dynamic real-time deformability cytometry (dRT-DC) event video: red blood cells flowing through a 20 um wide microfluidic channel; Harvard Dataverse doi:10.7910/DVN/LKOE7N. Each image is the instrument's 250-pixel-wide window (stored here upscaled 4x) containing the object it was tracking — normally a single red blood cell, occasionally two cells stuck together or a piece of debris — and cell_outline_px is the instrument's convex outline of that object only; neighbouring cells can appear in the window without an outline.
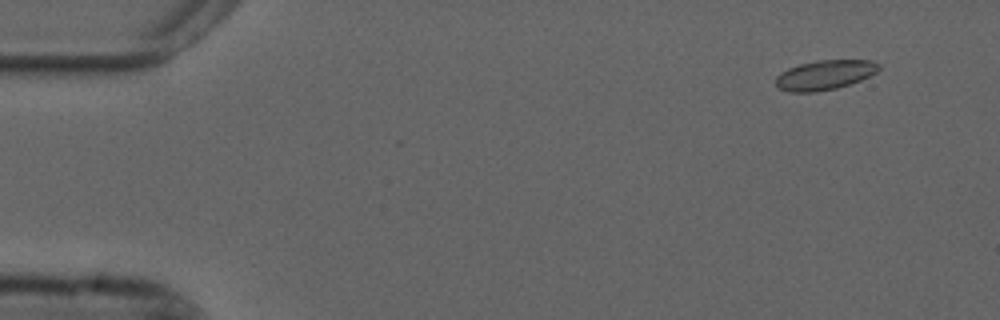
{"species": "common noctule bat (a hibernating species)", "species_latin": "Nyctalus noctula", "temperature_condition": "cold", "stored_images_in_passage": 14, "camera_frame_rate_fps": 3000, "um_per_image_px": 0.085, "animal": {"sex": "male", "forearm_length_mm": 52.5}, "frame": {"image": 1, "passage_image": 5, "time_ms": 1.333, "image_size_px": [1000, 320], "cell_outline_px": [[880, 68], [876, 72], [860, 80], [836, 88], [816, 92], [788, 92], [780, 88], [776, 84], [776, 76], [780, 72], [788, 68], [800, 64], [816, 60], [872, 60], [880, 64]], "centroid_in_image_um": [70.09, 6.36], "position_along_channel_um": 14.9, "area_um2": 17.74}}